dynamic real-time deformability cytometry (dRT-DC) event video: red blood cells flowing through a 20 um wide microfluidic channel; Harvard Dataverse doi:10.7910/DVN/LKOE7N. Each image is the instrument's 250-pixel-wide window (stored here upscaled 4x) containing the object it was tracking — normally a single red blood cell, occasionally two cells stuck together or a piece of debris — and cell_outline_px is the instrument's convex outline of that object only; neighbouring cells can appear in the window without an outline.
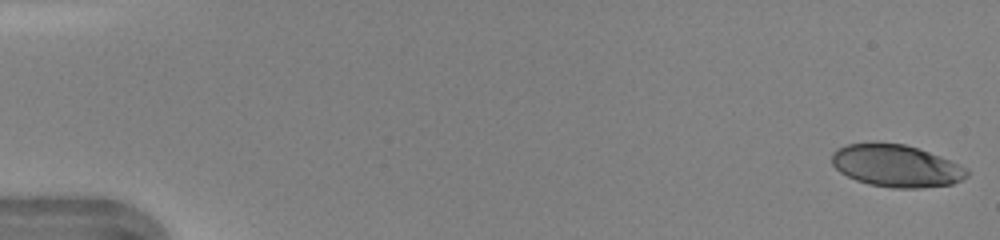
{"species": "human", "species_latin": "Homo sapiens", "temperature_condition": "warm", "stored_images_in_passage": 46, "camera_frame_rate_fps": 3000, "um_per_image_px": 0.085, "donor": {"sex": "female"}, "frame": {"image": 1, "passage_image": 1, "time_ms": 0.0, "image_size_px": [1000, 240], "cell_outline_px": [[968, 176], [952, 184], [920, 188], [892, 188], [868, 184], [856, 180], [840, 172], [832, 164], [832, 152], [836, 148], [848, 144], [872, 140], [904, 144], [940, 156], [968, 168]], "centroid_in_image_um": [76.14, 14.07], "position_along_channel_um": 8.9, "area_um2": 33.7}}
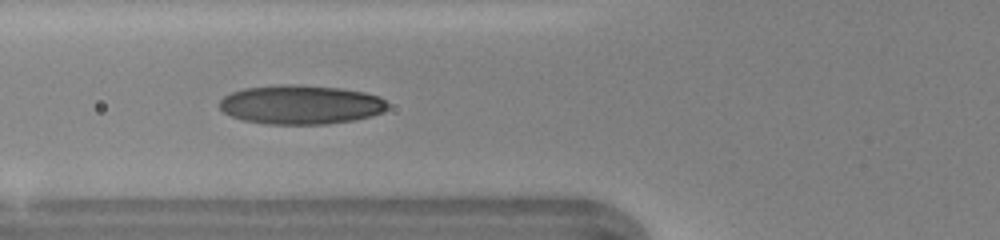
{"frame": {"image": 2, "passage_image": 18, "time_ms": 5.667, "image_size_px": [1000, 240], "cell_outline_px": [[388, 108], [384, 112], [372, 116], [352, 120], [328, 124], [264, 124], [244, 120], [232, 116], [224, 112], [220, 108], [220, 100], [224, 96], [232, 92], [244, 88], [280, 84], [292, 84], [340, 88], [364, 92], [380, 96], [388, 104]], "centroid_in_image_um": [25.58, 8.89], "position_along_channel_um": 100.2, "area_um2": 38.44}}
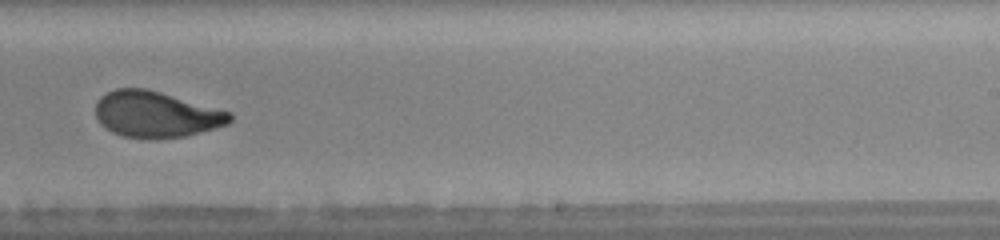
{"frame": {"image": 3, "passage_image": 30, "time_ms": 9.667, "image_size_px": [1000, 240], "cell_outline_px": [[232, 120], [228, 124], [200, 132], [184, 136], [124, 136], [112, 132], [100, 124], [96, 116], [96, 104], [100, 96], [116, 88], [144, 88], [160, 92], [232, 112]], "centroid_in_image_um": [13.26, 9.68], "position_along_channel_um": 275.7, "area_um2": 35.26}, "authors_computed_cell_mechanics": {"area_um2": 35.836, "velocity_mm_per_s": 4.3813, "shape_relaxation_time_tau1_ms": 5.5487, "shape_relaxation_time_tau2_ms": 0.994, "deformation_change_tau1": 0.1954, "deformation_change_tau2": 0.069}}